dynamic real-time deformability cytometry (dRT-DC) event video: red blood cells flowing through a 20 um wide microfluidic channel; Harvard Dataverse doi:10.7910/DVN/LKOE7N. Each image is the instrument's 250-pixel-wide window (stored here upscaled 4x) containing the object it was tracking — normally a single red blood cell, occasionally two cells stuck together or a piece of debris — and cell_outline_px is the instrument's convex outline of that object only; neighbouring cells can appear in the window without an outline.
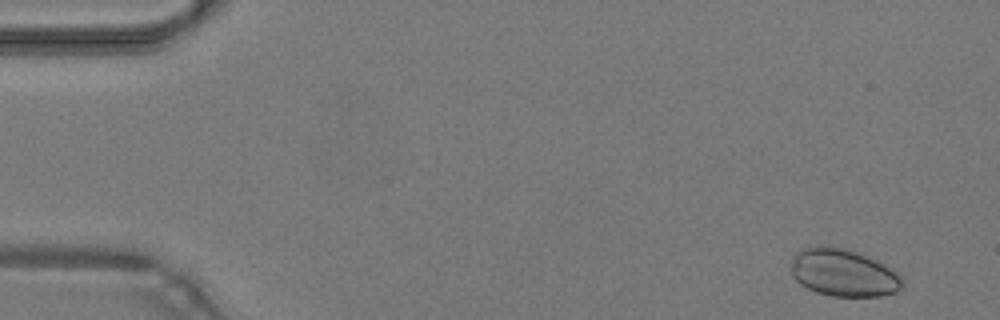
{"species": "common noctule bat (a hibernating species)", "species_latin": "Nyctalus noctula", "temperature_condition": "warm", "stored_images_in_passage": 46, "camera_frame_rate_fps": 3000, "um_per_image_px": 0.085, "animal": {"sex": "male", "body_mass_g": 19.2, "forearm_length_mm": 51.8}, "frame": {"image": 1, "passage_image": 1, "time_ms": 0.0, "image_size_px": [1000, 320], "cell_outline_px": [[904, 284], [896, 292], [880, 296], [832, 296], [816, 292], [800, 284], [792, 276], [792, 256], [796, 252], [804, 248], [816, 244], [820, 244], [848, 248], [876, 260], [896, 272], [904, 280]], "centroid_in_image_um": [71.66, 23.16], "position_along_channel_um": 13.3, "area_um2": 31.04}}
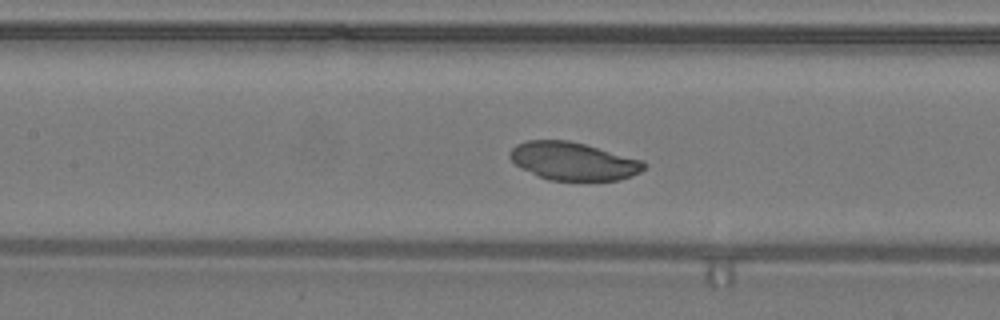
{"frame": {"image": 2, "passage_image": 20, "time_ms": 6.333, "image_size_px": [1000, 320], "cell_outline_px": [[648, 164], [640, 172], [632, 176], [620, 180], [548, 180], [520, 168], [508, 156], [512, 148], [516, 144], [528, 140], [568, 140], [584, 144], [644, 160]], "centroid_in_image_um": [48.74, 13.7], "position_along_channel_um": 158.7, "area_um2": 29.71}}
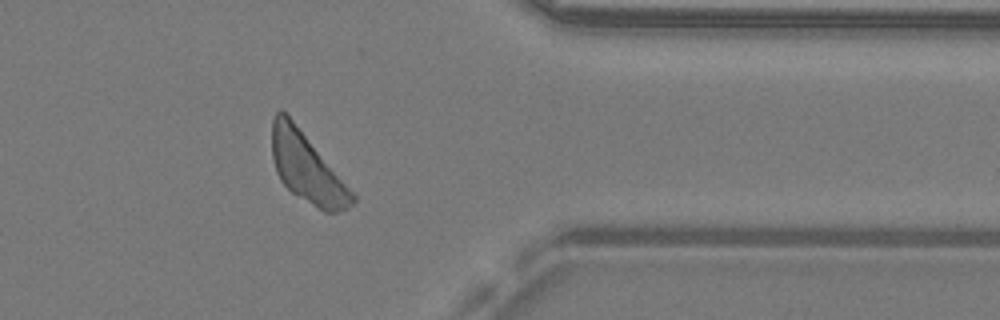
{"frame": {"image": 3, "passage_image": 37, "time_ms": 12.0, "image_size_px": [1000, 320], "cell_outline_px": [[356, 200], [348, 208], [336, 212], [324, 212], [292, 192], [280, 180], [276, 172], [272, 156], [272, 120], [276, 112], [280, 108], [292, 120], [356, 196]], "centroid_in_image_um": [26.06, 14.29], "position_along_channel_um": 385.3, "area_um2": 31.56}}